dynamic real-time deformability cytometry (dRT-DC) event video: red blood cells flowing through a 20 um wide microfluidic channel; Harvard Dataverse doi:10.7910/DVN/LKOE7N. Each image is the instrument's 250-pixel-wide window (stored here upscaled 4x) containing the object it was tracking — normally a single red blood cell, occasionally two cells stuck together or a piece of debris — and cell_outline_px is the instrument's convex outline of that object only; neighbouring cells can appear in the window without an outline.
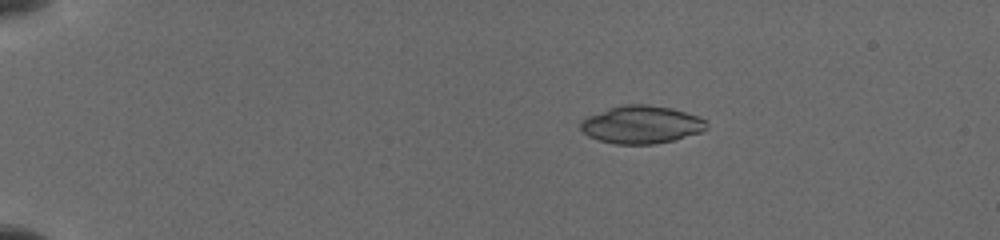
{"species": "common noctule bat (a hibernating species)", "species_latin": "Nyctalus noctula", "temperature_condition": "cold", "stored_images_in_passage": 16, "camera_frame_rate_fps": 3000, "um_per_image_px": 0.085, "animal": {"sex": "female", "body_mass_g": 19.5, "forearm_length_mm": 54.1}, "frame": {"image": 1, "passage_image": 2, "time_ms": 0.333, "image_size_px": [1000, 240], "cell_outline_px": [[708, 128], [700, 132], [676, 140], [652, 144], [616, 144], [600, 140], [588, 136], [580, 128], [580, 120], [588, 116], [608, 108], [624, 104], [648, 104], [672, 108], [700, 116], [708, 120]], "centroid_in_image_um": [54.56, 10.58], "position_along_channel_um": 30.4, "area_um2": 28.03}}
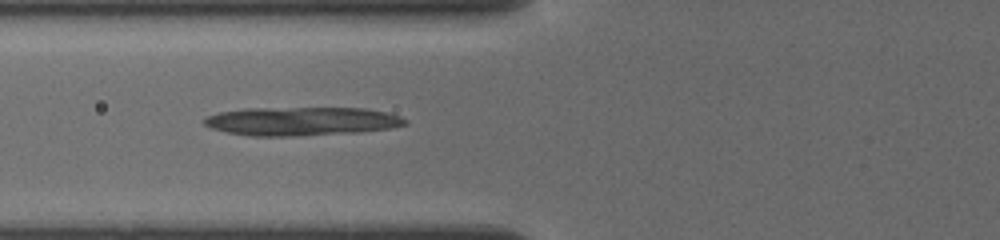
{"frame": {"image": 2, "passage_image": 13, "time_ms": 4.333, "image_size_px": [1000, 240], "cell_outline_px": [[408, 124], [388, 128], [360, 132], [296, 136], [248, 136], [228, 132], [212, 128], [204, 124], [204, 120], [208, 116], [220, 112], [244, 108], [364, 108], [388, 112], [400, 116], [408, 120]], "centroid_in_image_um": [25.67, 10.3], "position_along_channel_um": 100.1, "area_um2": 33.52}}
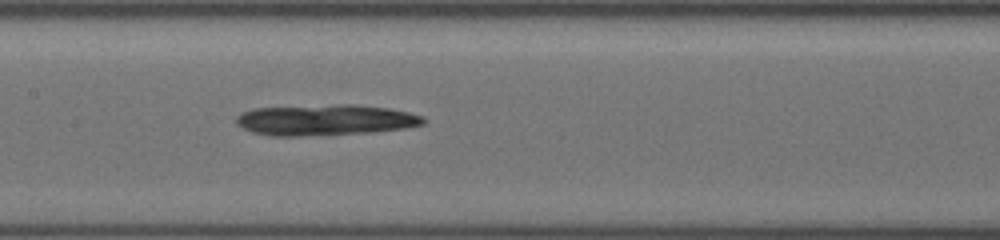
{"frame": {"image": 3, "passage_image": 16, "time_ms": 6.333, "image_size_px": [1000, 240], "cell_outline_px": [[428, 120], [424, 124], [404, 128], [368, 132], [296, 136], [272, 136], [252, 132], [236, 124], [236, 116], [252, 108], [336, 104], [352, 104], [388, 108], [408, 112], [424, 116]], "centroid_in_image_um": [27.65, 10.18], "position_along_channel_um": 179.7, "area_um2": 33.64}}